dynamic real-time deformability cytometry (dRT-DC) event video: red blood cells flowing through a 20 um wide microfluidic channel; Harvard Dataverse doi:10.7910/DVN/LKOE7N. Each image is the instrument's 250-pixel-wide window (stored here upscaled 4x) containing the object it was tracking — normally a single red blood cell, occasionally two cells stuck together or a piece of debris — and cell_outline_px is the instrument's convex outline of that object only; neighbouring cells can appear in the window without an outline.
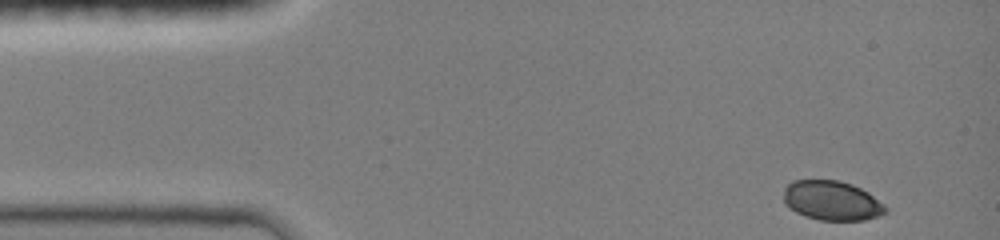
{"species": "common noctule bat (a hibernating species)", "species_latin": "Nyctalus noctula", "temperature_condition": "room temperature", "stored_images_in_passage": 6, "camera_frame_rate_fps": 3000, "um_per_image_px": 0.085, "animal": {"sex": "female", "body_mass_g": 19.0, "forearm_length_mm": 51.5}, "frame": {"image": 1, "passage_image": 1, "time_ms": 0.0, "image_size_px": [1000, 240], "cell_outline_px": [[888, 212], [880, 216], [864, 220], [820, 220], [804, 216], [788, 208], [784, 204], [784, 188], [792, 180], [836, 180], [852, 184], [868, 192], [884, 204], [888, 208]], "centroid_in_image_um": [70.71, 17.06], "position_along_channel_um": 14.3, "area_um2": 23.7}}
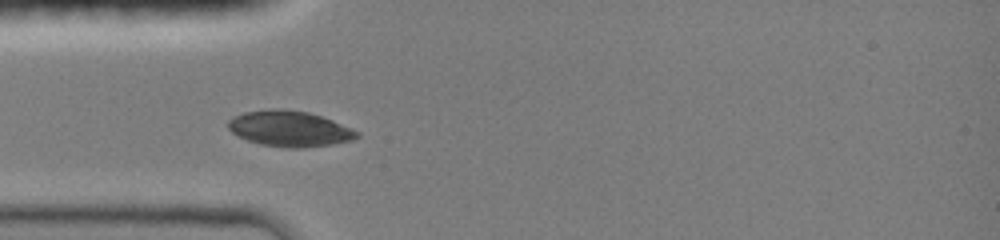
{"frame": {"image": 2, "passage_image": 5, "time_ms": 3.333, "image_size_px": [1000, 240], "cell_outline_px": [[360, 136], [352, 140], [332, 144], [304, 148], [288, 148], [260, 144], [248, 140], [232, 132], [228, 128], [228, 120], [232, 116], [244, 112], [272, 108], [308, 112], [332, 120], [352, 128], [360, 132]], "centroid_in_image_um": [24.62, 10.94], "position_along_channel_um": 60.4, "area_um2": 26.76}}